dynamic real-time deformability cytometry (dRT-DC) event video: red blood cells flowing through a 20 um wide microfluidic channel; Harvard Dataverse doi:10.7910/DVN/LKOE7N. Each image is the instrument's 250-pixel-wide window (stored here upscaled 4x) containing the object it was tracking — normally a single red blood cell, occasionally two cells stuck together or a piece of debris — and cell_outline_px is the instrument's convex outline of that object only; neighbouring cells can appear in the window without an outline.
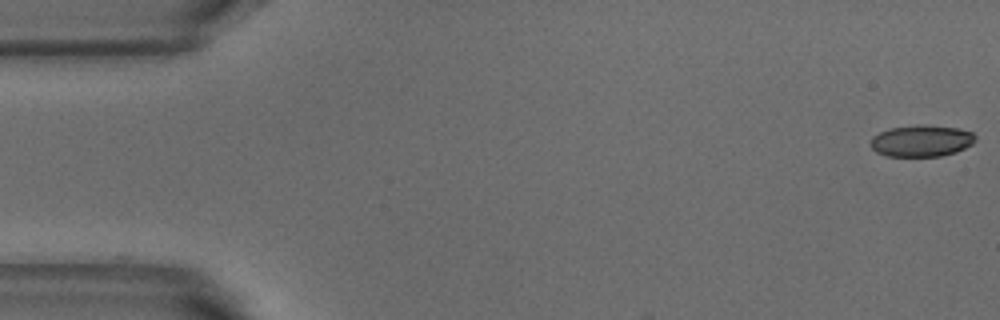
{"species": "common noctule bat (a hibernating species)", "species_latin": "Nyctalus noctula", "temperature_condition": "warm", "stored_images_in_passage": 6, "camera_frame_rate_fps": 3000, "um_per_image_px": 0.085, "animal": {"sex": "male", "body_mass_g": 18.8}, "frame": {"image": 1, "passage_image": 1, "time_ms": 0.0, "image_size_px": [1000, 320], "cell_outline_px": [[976, 140], [972, 144], [956, 152], [940, 156], [888, 156], [876, 152], [868, 144], [872, 136], [888, 128], [920, 124], [924, 124], [960, 128], [972, 132], [976, 136]], "centroid_in_image_um": [78.31, 11.96], "position_along_channel_um": 6.7, "area_um2": 19.59}}